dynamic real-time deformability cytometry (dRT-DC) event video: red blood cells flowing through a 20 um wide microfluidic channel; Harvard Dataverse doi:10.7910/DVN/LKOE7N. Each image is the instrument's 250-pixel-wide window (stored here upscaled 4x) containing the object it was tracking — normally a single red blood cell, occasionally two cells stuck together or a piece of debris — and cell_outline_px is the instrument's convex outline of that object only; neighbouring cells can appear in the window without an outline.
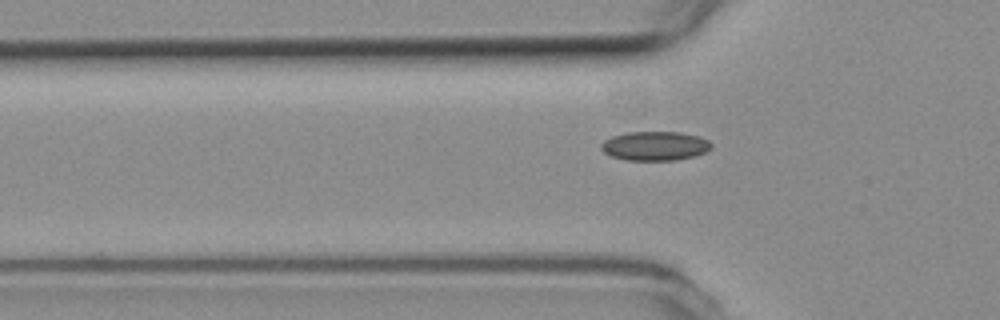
{"species": "common noctule bat (a hibernating species)", "species_latin": "Nyctalus noctula", "temperature_condition": "room temperature", "stored_images_in_passage": 38, "camera_frame_rate_fps": 3000, "um_per_image_px": 0.085, "animal": {"sex": "female", "body_mass_g": 19.3, "forearm_length_mm": 54.1}, "frame": {"image": 1, "passage_image": 6, "time_ms": 1.667, "image_size_px": [1000, 320], "cell_outline_px": [[712, 148], [704, 152], [692, 156], [676, 160], [628, 160], [612, 156], [604, 152], [600, 148], [600, 144], [604, 140], [612, 136], [628, 132], [680, 132], [696, 136], [708, 140], [712, 144]], "centroid_in_image_um": [55.65, 12.4], "position_along_channel_um": 70.2, "area_um2": 18.55}}
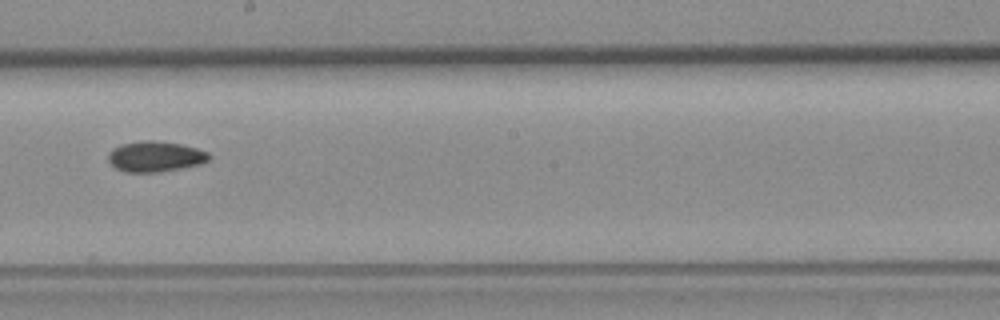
{"frame": {"image": 2, "passage_image": 19, "time_ms": 6.0, "image_size_px": [1000, 320], "cell_outline_px": [[212, 156], [208, 160], [200, 164], [160, 172], [128, 172], [116, 168], [108, 160], [108, 152], [112, 148], [120, 144], [144, 140], [152, 140], [180, 144], [196, 148], [208, 152]], "centroid_in_image_um": [13.18, 13.3], "position_along_channel_um": 235.0, "area_um2": 17.92}}
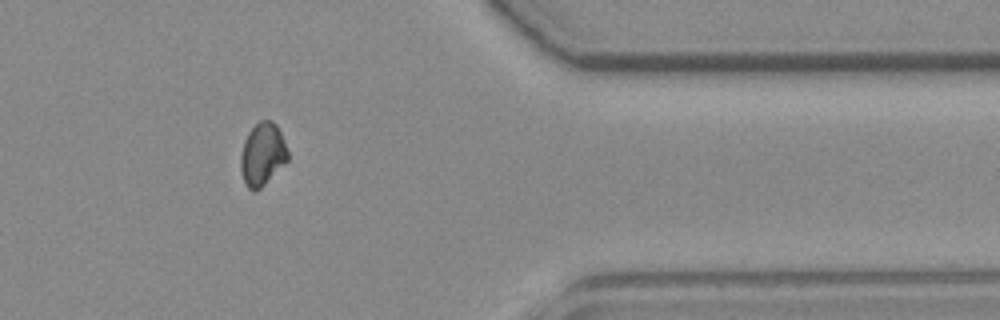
{"frame": {"image": 3, "passage_image": 33, "time_ms": 10.667, "image_size_px": [1000, 320], "cell_outline_px": [[288, 160], [260, 188], [252, 192], [248, 188], [244, 180], [240, 168], [240, 156], [244, 140], [248, 132], [260, 120], [272, 120], [276, 124], [284, 140], [288, 152]], "centroid_in_image_um": [22.3, 13.1], "position_along_channel_um": 389.1, "area_um2": 17.11}}